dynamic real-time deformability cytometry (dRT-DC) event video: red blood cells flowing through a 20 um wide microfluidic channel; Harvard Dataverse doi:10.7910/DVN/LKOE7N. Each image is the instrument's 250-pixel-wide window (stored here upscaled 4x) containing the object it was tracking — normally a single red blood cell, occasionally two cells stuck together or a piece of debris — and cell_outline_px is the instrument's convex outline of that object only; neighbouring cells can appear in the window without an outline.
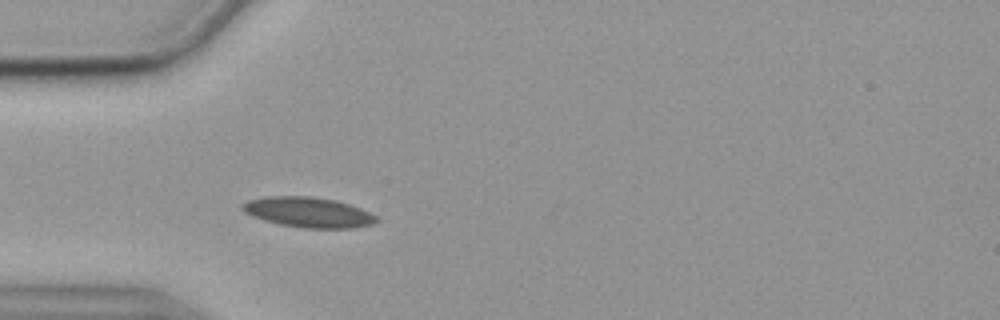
{"species": "common noctule bat (a hibernating species)", "species_latin": "Nyctalus noctula", "temperature_condition": "cold", "stored_images_in_passage": 46, "camera_frame_rate_fps": 3000, "um_per_image_px": 0.085, "animal": {"sex": "female", "body_mass_g": 19.9}, "frame": {"image": 1, "passage_image": 13, "time_ms": 4.0, "image_size_px": [1000, 320], "cell_outline_px": [[380, 220], [372, 224], [352, 228], [304, 228], [280, 224], [264, 220], [252, 216], [244, 212], [240, 208], [240, 204], [248, 200], [264, 196], [308, 196], [336, 200], [360, 208], [376, 216]], "centroid_in_image_um": [26.17, 18.04], "position_along_channel_um": 58.8, "area_um2": 23.64}}
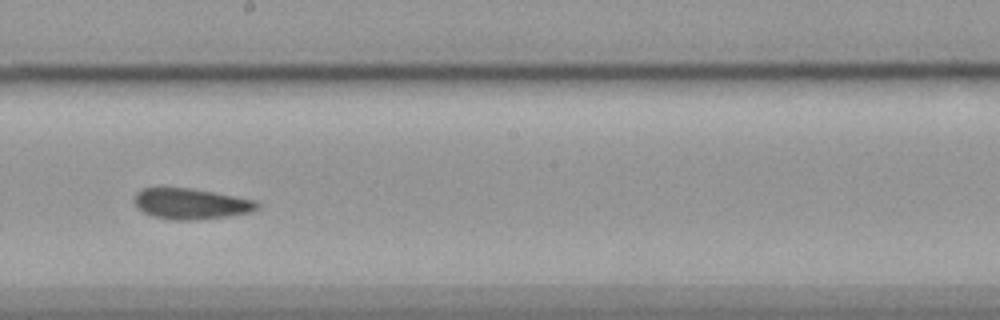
{"frame": {"image": 2, "passage_image": 28, "time_ms": 9.0, "image_size_px": [1000, 320], "cell_outline_px": [[260, 208], [252, 212], [228, 216], [196, 220], [168, 220], [152, 216], [136, 208], [136, 192], [144, 188], [192, 188], [256, 200], [260, 204]], "centroid_in_image_um": [16.27, 17.33], "position_along_channel_um": 231.9, "area_um2": 22.14}}
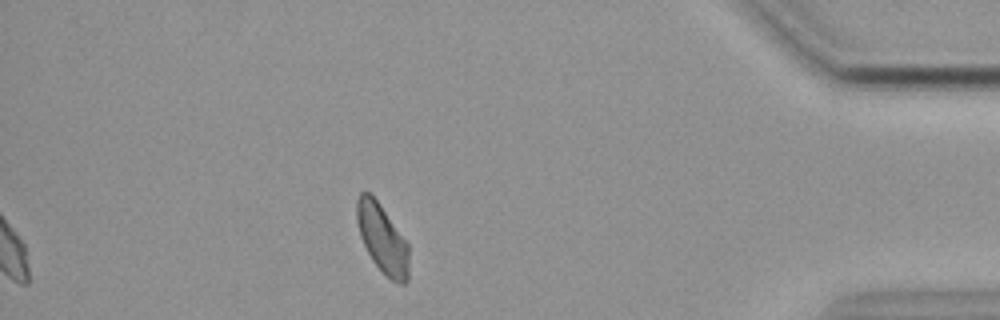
{"frame": {"image": 3, "passage_image": 46, "time_ms": 15.0, "image_size_px": [1000, 320], "cell_outline_px": [[408, 280], [404, 284], [400, 284], [392, 280], [372, 260], [360, 236], [356, 220], [356, 200], [360, 192], [368, 192], [380, 204], [408, 244]], "centroid_in_image_um": [32.48, 20.27], "position_along_channel_um": 402.7, "area_um2": 20.52}, "authors_computed_cell_mechanics": {"area_um2": 22.0507, "velocity_mm_per_s": 3.5482, "shape_relaxation_time_tau1_ms": null, "shape_relaxation_time_tau2_ms": 4.4319, "deformation_change_tau1": null, "deformation_change_tau2": 0.0897}}